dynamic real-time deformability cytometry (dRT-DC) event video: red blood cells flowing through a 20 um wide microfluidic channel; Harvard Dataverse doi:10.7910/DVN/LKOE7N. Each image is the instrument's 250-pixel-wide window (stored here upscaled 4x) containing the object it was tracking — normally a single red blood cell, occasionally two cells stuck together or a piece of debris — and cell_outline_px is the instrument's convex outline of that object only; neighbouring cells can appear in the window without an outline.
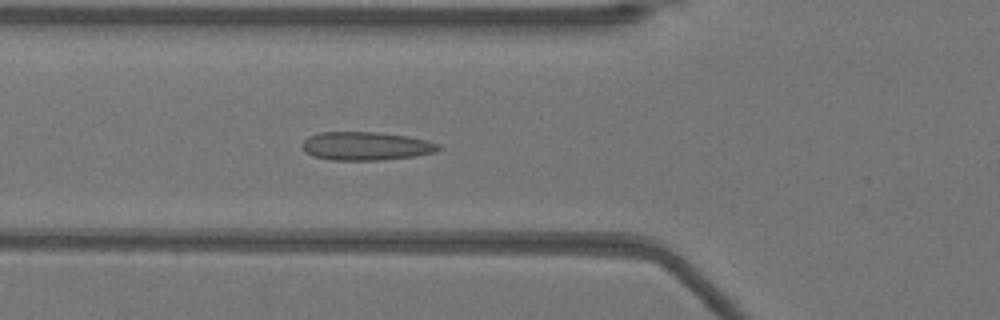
{"species": "Egyptian fruit bat (a non-hibernating species)", "species_latin": "Rousettus aegyptiacus", "temperature_condition": "warm", "stored_images_in_passage": 39, "camera_frame_rate_fps": 3000, "um_per_image_px": 0.085, "animal": {"sex": "female"}, "frame": {"image": 1, "passage_image": 18, "time_ms": 5.667, "image_size_px": [1000, 320], "cell_outline_px": [[440, 148], [436, 152], [416, 156], [384, 160], [328, 160], [312, 156], [304, 152], [300, 144], [308, 136], [320, 132], [380, 132], [408, 136], [428, 140], [440, 144]], "centroid_in_image_um": [31.09, 12.42], "position_along_channel_um": 94.7, "area_um2": 23.0}}
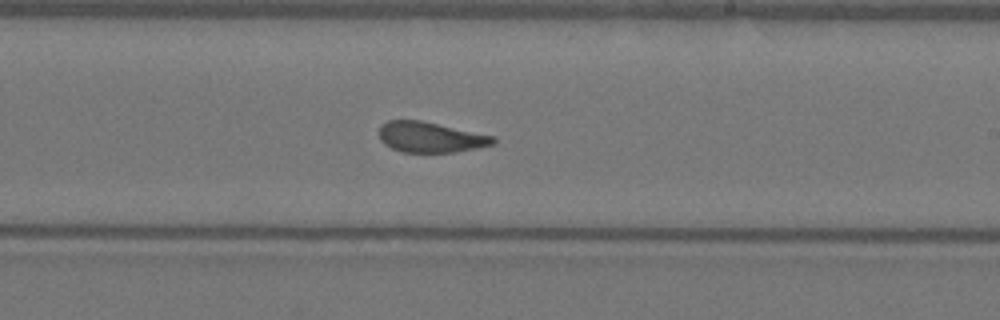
{"frame": {"image": 2, "passage_image": 30, "time_ms": 9.667, "image_size_px": [1000, 320], "cell_outline_px": [[496, 144], [456, 152], [404, 152], [392, 148], [384, 144], [380, 140], [380, 124], [388, 120], [420, 120], [496, 136]], "centroid_in_image_um": [36.61, 11.66], "position_along_channel_um": 252.4, "area_um2": 20.35}}
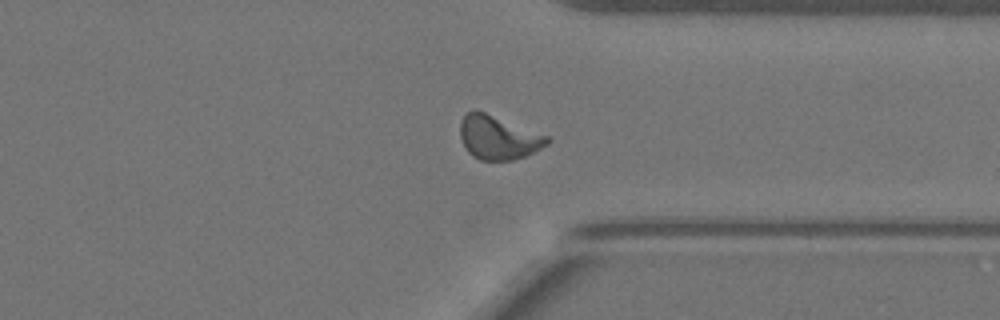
{"frame": {"image": 3, "passage_image": 39, "time_ms": 12.667, "image_size_px": [1000, 320], "cell_outline_px": [[552, 140], [548, 144], [524, 156], [512, 160], [480, 160], [472, 156], [468, 152], [460, 136], [460, 120], [472, 108], [476, 108], [548, 136]], "centroid_in_image_um": [42.32, 11.66], "position_along_channel_um": 369.1, "area_um2": 22.25}, "authors_computed_cell_mechanics": {"area_um2": 22.253, "velocity_mm_per_s": 3.9311, "shape_relaxation_time_tau1_ms": 9.9178, "shape_relaxation_time_tau2_ms": 0.9544, "deformation_change_tau1": 0.2117, "deformation_change_tau2": 0.0587}}